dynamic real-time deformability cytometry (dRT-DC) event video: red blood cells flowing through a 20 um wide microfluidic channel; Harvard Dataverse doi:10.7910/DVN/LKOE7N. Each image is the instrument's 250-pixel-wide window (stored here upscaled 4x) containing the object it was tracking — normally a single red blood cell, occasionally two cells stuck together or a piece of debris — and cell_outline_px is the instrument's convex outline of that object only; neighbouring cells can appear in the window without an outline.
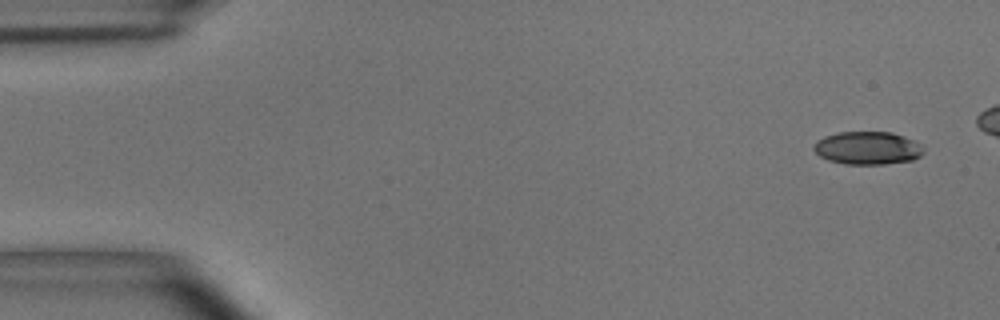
{"species": "common noctule bat (a hibernating species)", "species_latin": "Nyctalus noctula", "temperature_condition": "room temperature", "stored_images_in_passage": 5, "camera_frame_rate_fps": 3000, "um_per_image_px": 0.085, "animal": {"sex": "male", "body_mass_g": 15.6}, "frame": {"image": 1, "passage_image": 1, "time_ms": 0.0, "image_size_px": [1000, 320], "cell_outline_px": [[924, 152], [920, 156], [912, 160], [884, 164], [844, 164], [828, 160], [820, 156], [812, 148], [816, 140], [824, 136], [840, 132], [892, 132], [904, 136], [924, 144]], "centroid_in_image_um": [73.77, 12.58], "position_along_channel_um": 11.2, "area_um2": 21.33}}